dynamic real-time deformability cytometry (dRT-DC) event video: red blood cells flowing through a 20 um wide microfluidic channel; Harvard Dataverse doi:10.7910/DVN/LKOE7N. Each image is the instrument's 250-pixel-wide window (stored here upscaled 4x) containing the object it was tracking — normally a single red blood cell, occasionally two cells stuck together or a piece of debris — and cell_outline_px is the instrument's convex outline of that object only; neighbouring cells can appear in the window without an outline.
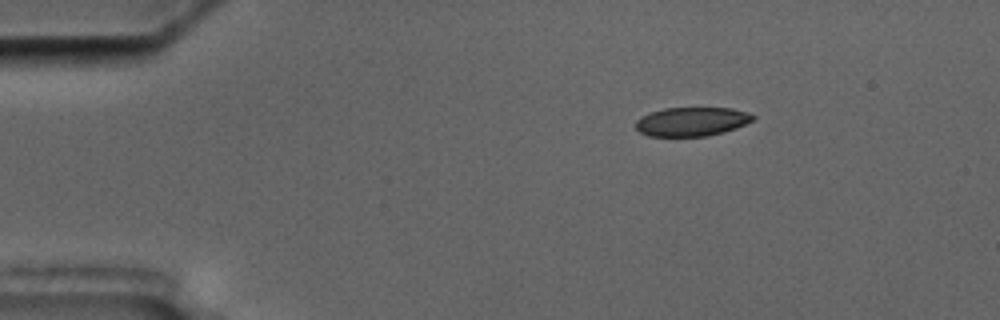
{"species": "common noctule bat (a hibernating species)", "species_latin": "Nyctalus noctula", "temperature_condition": "cold", "stored_images_in_passage": 4, "camera_frame_rate_fps": 3000, "um_per_image_px": 0.085, "animal": {"sex": "male", "body_mass_g": 17.5, "forearm_length_mm": 52.3}, "frame": {"image": 1, "passage_image": 1, "time_ms": 0.0, "image_size_px": [1000, 320], "cell_outline_px": [[756, 116], [752, 120], [736, 128], [724, 132], [708, 136], [648, 136], [640, 132], [636, 128], [636, 120], [640, 116], [664, 108], [732, 108]], "centroid_in_image_um": [58.77, 10.34], "position_along_channel_um": 26.2, "area_um2": 19.65}}